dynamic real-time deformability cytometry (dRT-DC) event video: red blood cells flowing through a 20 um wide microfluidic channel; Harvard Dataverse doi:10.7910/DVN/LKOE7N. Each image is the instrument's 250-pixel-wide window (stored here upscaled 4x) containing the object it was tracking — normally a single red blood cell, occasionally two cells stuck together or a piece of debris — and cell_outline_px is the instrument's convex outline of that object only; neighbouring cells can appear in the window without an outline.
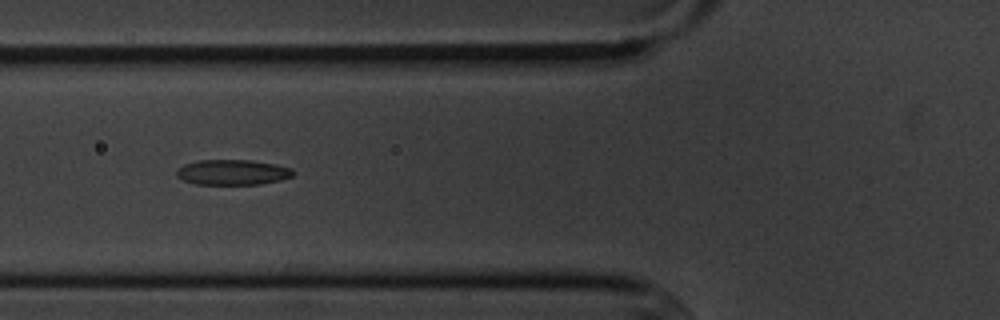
{"species": "common noctule bat (a hibernating species)", "species_latin": "Nyctalus noctula", "temperature_condition": "cold", "stored_images_in_passage": 7, "camera_frame_rate_fps": 3000, "um_per_image_px": 0.085, "animal": {"sex": "male", "body_mass_g": 20.1, "forearm_length_mm": 53.5}, "frame": {"image": 1, "passage_image": 5, "time_ms": 4.667, "image_size_px": [1000, 320], "cell_outline_px": [[296, 172], [292, 176], [280, 180], [260, 184], [196, 184], [184, 180], [176, 176], [176, 172], [184, 164], [196, 160], [252, 160], [276, 164], [292, 168]], "centroid_in_image_um": [19.8, 14.63], "position_along_channel_um": 106.0, "area_um2": 17.22}}
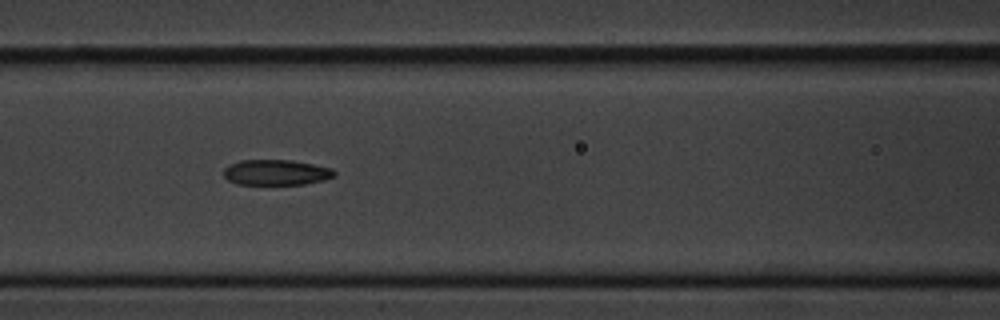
{"frame": {"image": 2, "passage_image": 6, "time_ms": 5.667, "image_size_px": [1000, 320], "cell_outline_px": [[336, 176], [324, 180], [304, 184], [236, 184], [228, 180], [224, 176], [224, 168], [228, 164], [240, 160], [292, 160], [332, 168], [336, 172]], "centroid_in_image_um": [23.47, 14.65], "position_along_channel_um": 143.1, "area_um2": 16.53}}
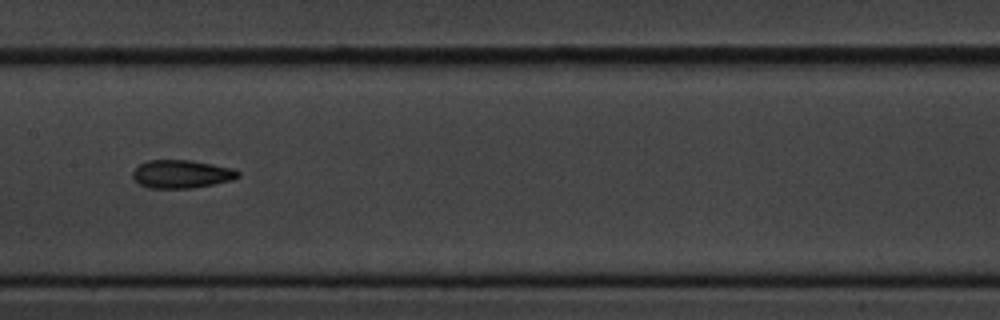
{"frame": {"image": 3, "passage_image": 7, "time_ms": 7.0, "image_size_px": [1000, 320], "cell_outline_px": [[240, 176], [232, 180], [192, 188], [148, 188], [140, 184], [132, 176], [132, 172], [140, 164], [148, 160], [192, 160], [236, 168], [240, 172]], "centroid_in_image_um": [15.47, 14.78], "position_along_channel_um": 191.9, "area_um2": 17.4}}